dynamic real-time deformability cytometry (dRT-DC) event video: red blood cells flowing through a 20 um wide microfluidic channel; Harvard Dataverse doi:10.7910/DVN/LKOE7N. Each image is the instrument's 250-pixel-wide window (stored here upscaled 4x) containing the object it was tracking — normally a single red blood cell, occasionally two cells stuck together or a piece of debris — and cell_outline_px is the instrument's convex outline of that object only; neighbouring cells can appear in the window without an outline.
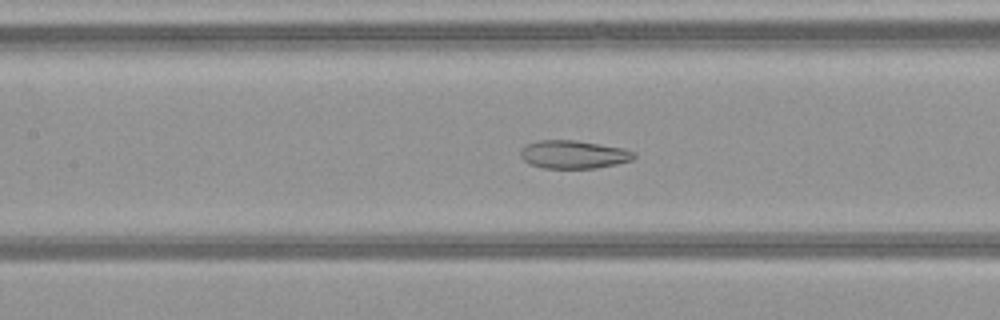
{"species": "common noctule bat (a hibernating species)", "species_latin": "Nyctalus noctula", "temperature_condition": "warm", "stored_images_in_passage": 43, "camera_frame_rate_fps": 3000, "um_per_image_px": 0.085, "animal": {"sex": "female", "body_mass_g": 21.9}, "frame": {"image": 1, "passage_image": 16, "time_ms": 5.0, "image_size_px": [1000, 320], "cell_outline_px": [[636, 156], [632, 160], [616, 164], [596, 168], [544, 168], [528, 164], [520, 156], [520, 148], [528, 144], [540, 140], [576, 140], [624, 148], [636, 152]], "centroid_in_image_um": [48.76, 13.13], "position_along_channel_um": 158.6, "area_um2": 18.73}}
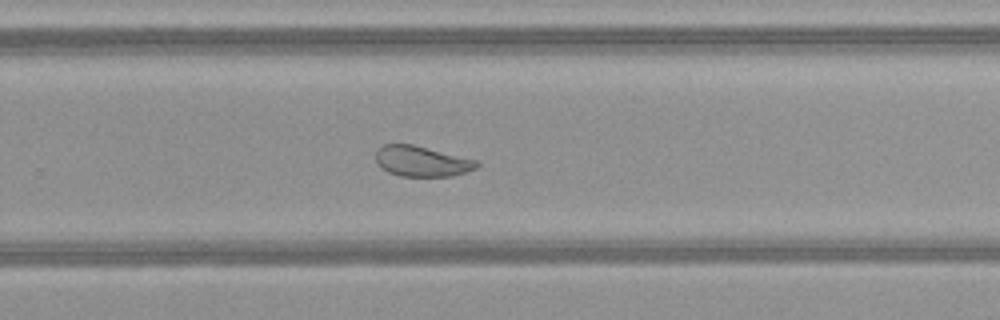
{"frame": {"image": 2, "passage_image": 26, "time_ms": 8.333, "image_size_px": [1000, 320], "cell_outline_px": [[480, 164], [476, 168], [452, 176], [400, 176], [388, 172], [376, 160], [376, 152], [384, 144], [412, 144], [476, 160]], "centroid_in_image_um": [35.86, 13.71], "position_along_channel_um": 293.9, "area_um2": 17.57}}
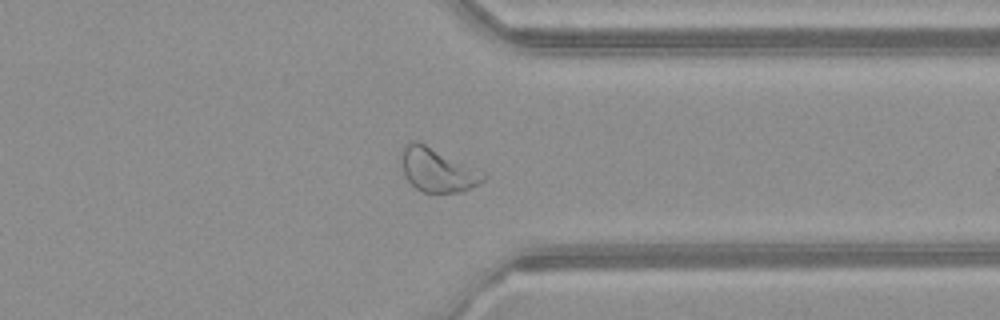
{"frame": {"image": 3, "passage_image": 32, "time_ms": 10.333, "image_size_px": [1000, 320], "cell_outline_px": [[488, 176], [480, 184], [460, 192], [424, 192], [416, 188], [408, 180], [400, 164], [400, 148], [404, 144], [412, 140], [416, 140], [484, 172]], "centroid_in_image_um": [37.15, 14.43], "position_along_channel_um": 374.3, "area_um2": 20.92}, "authors_computed_cell_mechanics": {"area_um2": 22.1374, "velocity_mm_per_s": 4.0813, "shape_relaxation_time_tau1_ms": null, "shape_relaxation_time_tau2_ms": 1.4959, "deformation_change_tau1": null, "deformation_change_tau2": 0.0785}}